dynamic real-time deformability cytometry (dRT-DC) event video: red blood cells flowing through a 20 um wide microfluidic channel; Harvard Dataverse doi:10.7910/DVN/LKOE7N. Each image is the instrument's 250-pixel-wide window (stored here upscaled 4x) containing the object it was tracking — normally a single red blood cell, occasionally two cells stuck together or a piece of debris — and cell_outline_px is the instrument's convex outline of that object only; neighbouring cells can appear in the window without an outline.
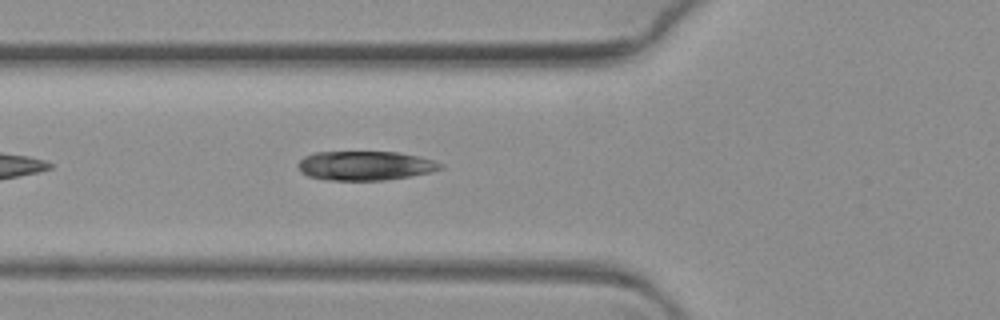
{"species": "common noctule bat (a hibernating species)", "species_latin": "Nyctalus noctula", "temperature_condition": "warm", "stored_images_in_passage": 15, "camera_frame_rate_fps": 3000, "um_per_image_px": 0.085, "animal": {"sex": "female", "body_mass_g": 19.3, "forearm_length_mm": 54.1}, "frame": {"image": 1, "passage_image": 7, "time_ms": 2.0, "image_size_px": [1000, 320], "cell_outline_px": [[444, 168], [432, 172], [384, 180], [328, 180], [308, 176], [300, 172], [296, 164], [304, 156], [316, 152], [400, 152], [420, 156], [444, 164]], "centroid_in_image_um": [31.04, 14.08], "position_along_channel_um": 94.8, "area_um2": 24.39}}